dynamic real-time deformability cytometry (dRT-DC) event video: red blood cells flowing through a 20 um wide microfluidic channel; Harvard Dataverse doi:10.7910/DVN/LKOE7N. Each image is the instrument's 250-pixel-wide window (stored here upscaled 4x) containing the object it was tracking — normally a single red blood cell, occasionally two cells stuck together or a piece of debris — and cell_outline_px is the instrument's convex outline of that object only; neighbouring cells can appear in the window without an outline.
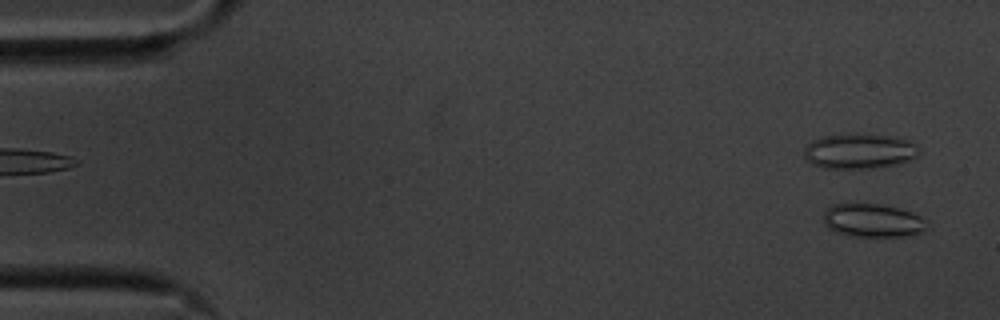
{"species": "common noctule bat (a hibernating species)", "species_latin": "Nyctalus noctula", "temperature_condition": "cold", "stored_images_in_passage": 55, "camera_frame_rate_fps": 3000, "um_per_image_px": 0.085, "animal": {"sex": "male", "body_mass_g": 20.1, "forearm_length_mm": 53.5}, "frame": {"image": 1, "passage_image": 2, "time_ms": 0.333, "image_size_px": [1000, 320], "cell_outline_px": [[928, 228], [924, 232], [908, 236], [848, 236], [836, 232], [828, 228], [824, 224], [824, 212], [832, 204], [880, 204], [900, 208], [912, 212], [920, 216], [924, 220]], "centroid_in_image_um": [74.2, 18.75], "position_along_channel_um": 10.8, "area_um2": 20.23}}
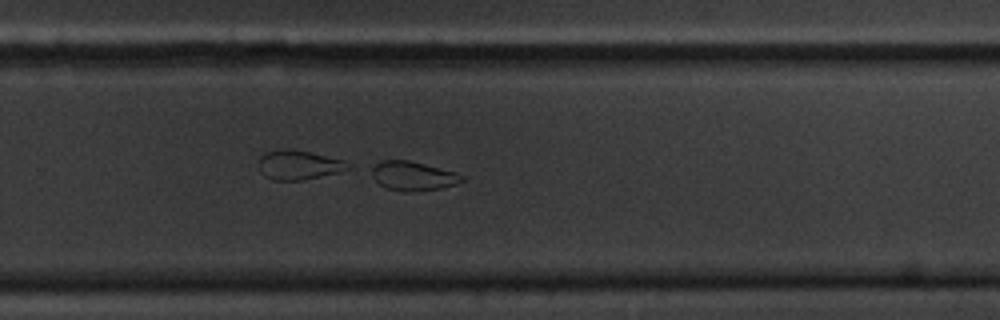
{"frame": {"image": 2, "passage_image": 36, "time_ms": 11.667, "image_size_px": [1000, 320], "cell_outline_px": [[464, 180], [456, 184], [440, 188], [408, 192], [404, 192], [384, 188], [372, 176], [368, 168], [380, 160], [408, 160], [456, 172], [464, 176]], "centroid_in_image_um": [35.05, 14.95], "position_along_channel_um": 294.8, "area_um2": 15.49}}
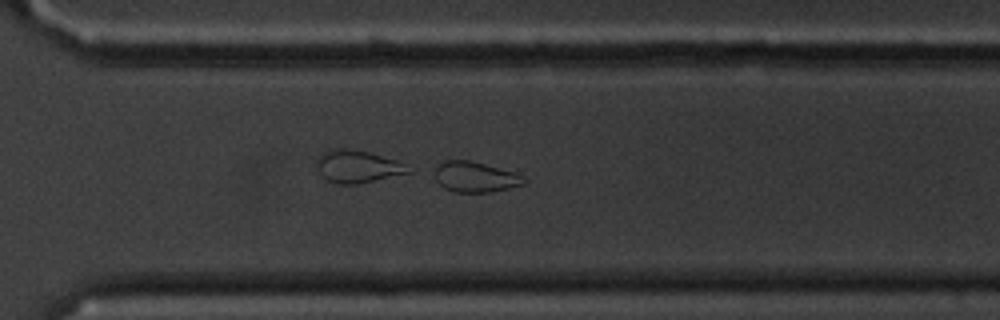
{"frame": {"image": 3, "passage_image": 39, "time_ms": 12.667, "image_size_px": [1000, 320], "cell_outline_px": [[528, 180], [524, 184], [492, 192], [456, 192], [444, 188], [428, 172], [444, 160], [468, 160], [516, 172], [524, 176]], "centroid_in_image_um": [40.34, 15.03], "position_along_channel_um": 330.3, "area_um2": 16.24}}